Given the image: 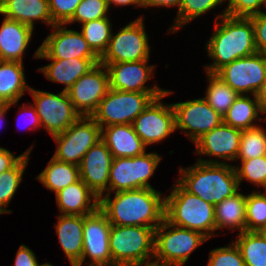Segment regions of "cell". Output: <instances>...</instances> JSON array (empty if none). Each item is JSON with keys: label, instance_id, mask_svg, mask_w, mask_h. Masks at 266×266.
Returning a JSON list of instances; mask_svg holds the SVG:
<instances>
[{"label": "cell", "instance_id": "1", "mask_svg": "<svg viewBox=\"0 0 266 266\" xmlns=\"http://www.w3.org/2000/svg\"><path fill=\"white\" fill-rule=\"evenodd\" d=\"M99 208L111 225L144 226L156 229L165 219V197L154 188H140L106 193L100 198Z\"/></svg>", "mask_w": 266, "mask_h": 266}, {"label": "cell", "instance_id": "2", "mask_svg": "<svg viewBox=\"0 0 266 266\" xmlns=\"http://www.w3.org/2000/svg\"><path fill=\"white\" fill-rule=\"evenodd\" d=\"M215 21V31L205 45L209 58L213 60L204 66L205 73L210 74H216L236 59L257 52L251 18L232 17L223 12L216 16Z\"/></svg>", "mask_w": 266, "mask_h": 266}, {"label": "cell", "instance_id": "3", "mask_svg": "<svg viewBox=\"0 0 266 266\" xmlns=\"http://www.w3.org/2000/svg\"><path fill=\"white\" fill-rule=\"evenodd\" d=\"M177 182L189 193L214 206L238 192L234 165L200 159L188 168H179Z\"/></svg>", "mask_w": 266, "mask_h": 266}, {"label": "cell", "instance_id": "4", "mask_svg": "<svg viewBox=\"0 0 266 266\" xmlns=\"http://www.w3.org/2000/svg\"><path fill=\"white\" fill-rule=\"evenodd\" d=\"M165 197V219L177 227L202 233L208 239L216 231L215 206L186 191L178 182Z\"/></svg>", "mask_w": 266, "mask_h": 266}, {"label": "cell", "instance_id": "5", "mask_svg": "<svg viewBox=\"0 0 266 266\" xmlns=\"http://www.w3.org/2000/svg\"><path fill=\"white\" fill-rule=\"evenodd\" d=\"M154 242L152 227L111 225L109 248L113 265L153 264Z\"/></svg>", "mask_w": 266, "mask_h": 266}, {"label": "cell", "instance_id": "6", "mask_svg": "<svg viewBox=\"0 0 266 266\" xmlns=\"http://www.w3.org/2000/svg\"><path fill=\"white\" fill-rule=\"evenodd\" d=\"M207 240L200 232L177 227L164 219L155 229L153 258L156 260H153V264L184 266L191 253Z\"/></svg>", "mask_w": 266, "mask_h": 266}, {"label": "cell", "instance_id": "7", "mask_svg": "<svg viewBox=\"0 0 266 266\" xmlns=\"http://www.w3.org/2000/svg\"><path fill=\"white\" fill-rule=\"evenodd\" d=\"M162 157L154 152L135 157L113 158L109 172L108 193L152 188L149 179Z\"/></svg>", "mask_w": 266, "mask_h": 266}, {"label": "cell", "instance_id": "8", "mask_svg": "<svg viewBox=\"0 0 266 266\" xmlns=\"http://www.w3.org/2000/svg\"><path fill=\"white\" fill-rule=\"evenodd\" d=\"M152 100L148 93L109 88L91 117L101 128L115 124H132Z\"/></svg>", "mask_w": 266, "mask_h": 266}, {"label": "cell", "instance_id": "9", "mask_svg": "<svg viewBox=\"0 0 266 266\" xmlns=\"http://www.w3.org/2000/svg\"><path fill=\"white\" fill-rule=\"evenodd\" d=\"M143 17L128 23L113 34L107 49L100 57L101 64L135 62L150 58V46Z\"/></svg>", "mask_w": 266, "mask_h": 266}, {"label": "cell", "instance_id": "10", "mask_svg": "<svg viewBox=\"0 0 266 266\" xmlns=\"http://www.w3.org/2000/svg\"><path fill=\"white\" fill-rule=\"evenodd\" d=\"M52 138L57 144L52 157L79 166L86 152L101 139V127L91 116H81Z\"/></svg>", "mask_w": 266, "mask_h": 266}, {"label": "cell", "instance_id": "11", "mask_svg": "<svg viewBox=\"0 0 266 266\" xmlns=\"http://www.w3.org/2000/svg\"><path fill=\"white\" fill-rule=\"evenodd\" d=\"M29 93L33 97L41 126L53 137L63 133L76 122L80 113L74 108L67 91L58 94L40 91L30 87Z\"/></svg>", "mask_w": 266, "mask_h": 266}, {"label": "cell", "instance_id": "12", "mask_svg": "<svg viewBox=\"0 0 266 266\" xmlns=\"http://www.w3.org/2000/svg\"><path fill=\"white\" fill-rule=\"evenodd\" d=\"M110 229L111 223L100 208L84 215L82 257L75 266H82L86 257H89V266H113L109 248Z\"/></svg>", "mask_w": 266, "mask_h": 266}, {"label": "cell", "instance_id": "13", "mask_svg": "<svg viewBox=\"0 0 266 266\" xmlns=\"http://www.w3.org/2000/svg\"><path fill=\"white\" fill-rule=\"evenodd\" d=\"M172 93V90H165V94L153 99L132 123L135 132L146 147L160 143L176 131L172 104H163L161 101L163 97Z\"/></svg>", "mask_w": 266, "mask_h": 266}, {"label": "cell", "instance_id": "14", "mask_svg": "<svg viewBox=\"0 0 266 266\" xmlns=\"http://www.w3.org/2000/svg\"><path fill=\"white\" fill-rule=\"evenodd\" d=\"M239 95H256L266 79V54L256 52L225 65L217 73Z\"/></svg>", "mask_w": 266, "mask_h": 266}, {"label": "cell", "instance_id": "15", "mask_svg": "<svg viewBox=\"0 0 266 266\" xmlns=\"http://www.w3.org/2000/svg\"><path fill=\"white\" fill-rule=\"evenodd\" d=\"M172 107L175 129H181L194 143L223 122V117L204 98L173 103Z\"/></svg>", "mask_w": 266, "mask_h": 266}, {"label": "cell", "instance_id": "16", "mask_svg": "<svg viewBox=\"0 0 266 266\" xmlns=\"http://www.w3.org/2000/svg\"><path fill=\"white\" fill-rule=\"evenodd\" d=\"M65 24H55L53 32L48 35L37 48L34 58H99L89 47L79 31L67 29Z\"/></svg>", "mask_w": 266, "mask_h": 266}, {"label": "cell", "instance_id": "17", "mask_svg": "<svg viewBox=\"0 0 266 266\" xmlns=\"http://www.w3.org/2000/svg\"><path fill=\"white\" fill-rule=\"evenodd\" d=\"M110 88L107 67L98 63L68 90L74 108L81 116H91Z\"/></svg>", "mask_w": 266, "mask_h": 266}, {"label": "cell", "instance_id": "18", "mask_svg": "<svg viewBox=\"0 0 266 266\" xmlns=\"http://www.w3.org/2000/svg\"><path fill=\"white\" fill-rule=\"evenodd\" d=\"M149 59L135 62L103 64L109 73L110 88L121 91L148 93L153 99L165 94V90L156 84L147 88L145 83L152 78L155 65L148 64Z\"/></svg>", "mask_w": 266, "mask_h": 266}, {"label": "cell", "instance_id": "19", "mask_svg": "<svg viewBox=\"0 0 266 266\" xmlns=\"http://www.w3.org/2000/svg\"><path fill=\"white\" fill-rule=\"evenodd\" d=\"M112 162L113 155L100 139L86 152L79 165L80 179L99 198L108 193L109 172Z\"/></svg>", "mask_w": 266, "mask_h": 266}, {"label": "cell", "instance_id": "20", "mask_svg": "<svg viewBox=\"0 0 266 266\" xmlns=\"http://www.w3.org/2000/svg\"><path fill=\"white\" fill-rule=\"evenodd\" d=\"M241 133V130L222 122L194 143L196 147L195 154L214 156L224 161H236Z\"/></svg>", "mask_w": 266, "mask_h": 266}, {"label": "cell", "instance_id": "21", "mask_svg": "<svg viewBox=\"0 0 266 266\" xmlns=\"http://www.w3.org/2000/svg\"><path fill=\"white\" fill-rule=\"evenodd\" d=\"M3 19L0 27V61L23 63V55L34 29L16 20Z\"/></svg>", "mask_w": 266, "mask_h": 266}, {"label": "cell", "instance_id": "22", "mask_svg": "<svg viewBox=\"0 0 266 266\" xmlns=\"http://www.w3.org/2000/svg\"><path fill=\"white\" fill-rule=\"evenodd\" d=\"M101 140L113 158L135 157L146 151V146L132 124H115L101 128Z\"/></svg>", "mask_w": 266, "mask_h": 266}, {"label": "cell", "instance_id": "23", "mask_svg": "<svg viewBox=\"0 0 266 266\" xmlns=\"http://www.w3.org/2000/svg\"><path fill=\"white\" fill-rule=\"evenodd\" d=\"M55 195L59 211L65 215H88L99 208L100 198L81 179Z\"/></svg>", "mask_w": 266, "mask_h": 266}, {"label": "cell", "instance_id": "24", "mask_svg": "<svg viewBox=\"0 0 266 266\" xmlns=\"http://www.w3.org/2000/svg\"><path fill=\"white\" fill-rule=\"evenodd\" d=\"M42 59L51 60V63L37 70L42 72L48 80L64 84V91L100 63V58Z\"/></svg>", "mask_w": 266, "mask_h": 266}, {"label": "cell", "instance_id": "25", "mask_svg": "<svg viewBox=\"0 0 266 266\" xmlns=\"http://www.w3.org/2000/svg\"><path fill=\"white\" fill-rule=\"evenodd\" d=\"M0 14L4 17L26 24L33 29L35 21H41L52 27L48 0H0Z\"/></svg>", "mask_w": 266, "mask_h": 266}, {"label": "cell", "instance_id": "26", "mask_svg": "<svg viewBox=\"0 0 266 266\" xmlns=\"http://www.w3.org/2000/svg\"><path fill=\"white\" fill-rule=\"evenodd\" d=\"M84 215L59 214L56 233L65 256L75 266L82 257Z\"/></svg>", "mask_w": 266, "mask_h": 266}, {"label": "cell", "instance_id": "27", "mask_svg": "<svg viewBox=\"0 0 266 266\" xmlns=\"http://www.w3.org/2000/svg\"><path fill=\"white\" fill-rule=\"evenodd\" d=\"M26 91L30 86L26 84L23 63L0 61V105L19 101Z\"/></svg>", "mask_w": 266, "mask_h": 266}, {"label": "cell", "instance_id": "28", "mask_svg": "<svg viewBox=\"0 0 266 266\" xmlns=\"http://www.w3.org/2000/svg\"><path fill=\"white\" fill-rule=\"evenodd\" d=\"M216 230L229 228L230 230L246 231V195L239 191L233 196L225 198L215 205Z\"/></svg>", "mask_w": 266, "mask_h": 266}, {"label": "cell", "instance_id": "29", "mask_svg": "<svg viewBox=\"0 0 266 266\" xmlns=\"http://www.w3.org/2000/svg\"><path fill=\"white\" fill-rule=\"evenodd\" d=\"M259 113L263 114L255 95L253 99L248 95H238L223 116V123L241 131L251 129L258 126L255 121L262 120Z\"/></svg>", "mask_w": 266, "mask_h": 266}, {"label": "cell", "instance_id": "30", "mask_svg": "<svg viewBox=\"0 0 266 266\" xmlns=\"http://www.w3.org/2000/svg\"><path fill=\"white\" fill-rule=\"evenodd\" d=\"M36 179L48 190L56 194L80 179L79 166L58 161L52 157L46 168L37 175Z\"/></svg>", "mask_w": 266, "mask_h": 266}, {"label": "cell", "instance_id": "31", "mask_svg": "<svg viewBox=\"0 0 266 266\" xmlns=\"http://www.w3.org/2000/svg\"><path fill=\"white\" fill-rule=\"evenodd\" d=\"M234 242L241 251L245 266H266V237L261 231L239 233Z\"/></svg>", "mask_w": 266, "mask_h": 266}, {"label": "cell", "instance_id": "32", "mask_svg": "<svg viewBox=\"0 0 266 266\" xmlns=\"http://www.w3.org/2000/svg\"><path fill=\"white\" fill-rule=\"evenodd\" d=\"M207 76L209 85L204 99L223 117L239 94L216 74L207 73Z\"/></svg>", "mask_w": 266, "mask_h": 266}, {"label": "cell", "instance_id": "33", "mask_svg": "<svg viewBox=\"0 0 266 266\" xmlns=\"http://www.w3.org/2000/svg\"><path fill=\"white\" fill-rule=\"evenodd\" d=\"M29 153L11 169L0 174V215L4 213H12L7 209L11 199L15 195L20 183L23 180V174L29 160Z\"/></svg>", "mask_w": 266, "mask_h": 266}, {"label": "cell", "instance_id": "34", "mask_svg": "<svg viewBox=\"0 0 266 266\" xmlns=\"http://www.w3.org/2000/svg\"><path fill=\"white\" fill-rule=\"evenodd\" d=\"M81 33L91 50L100 58L107 49L112 36L109 17L96 19L82 24Z\"/></svg>", "mask_w": 266, "mask_h": 266}, {"label": "cell", "instance_id": "35", "mask_svg": "<svg viewBox=\"0 0 266 266\" xmlns=\"http://www.w3.org/2000/svg\"><path fill=\"white\" fill-rule=\"evenodd\" d=\"M223 2H226V0H182L179 10H177L175 22L170 27L169 32H177L184 25L221 5Z\"/></svg>", "mask_w": 266, "mask_h": 266}, {"label": "cell", "instance_id": "36", "mask_svg": "<svg viewBox=\"0 0 266 266\" xmlns=\"http://www.w3.org/2000/svg\"><path fill=\"white\" fill-rule=\"evenodd\" d=\"M266 155V131L260 126L243 130L236 160H249Z\"/></svg>", "mask_w": 266, "mask_h": 266}, {"label": "cell", "instance_id": "37", "mask_svg": "<svg viewBox=\"0 0 266 266\" xmlns=\"http://www.w3.org/2000/svg\"><path fill=\"white\" fill-rule=\"evenodd\" d=\"M266 227V190L246 195V231H262Z\"/></svg>", "mask_w": 266, "mask_h": 266}, {"label": "cell", "instance_id": "38", "mask_svg": "<svg viewBox=\"0 0 266 266\" xmlns=\"http://www.w3.org/2000/svg\"><path fill=\"white\" fill-rule=\"evenodd\" d=\"M240 161L241 166L234 165L239 186L246 179L253 185L263 187L266 190V155Z\"/></svg>", "mask_w": 266, "mask_h": 266}, {"label": "cell", "instance_id": "39", "mask_svg": "<svg viewBox=\"0 0 266 266\" xmlns=\"http://www.w3.org/2000/svg\"><path fill=\"white\" fill-rule=\"evenodd\" d=\"M108 8L106 0H81L73 17L65 24L80 23L106 18Z\"/></svg>", "mask_w": 266, "mask_h": 266}, {"label": "cell", "instance_id": "40", "mask_svg": "<svg viewBox=\"0 0 266 266\" xmlns=\"http://www.w3.org/2000/svg\"><path fill=\"white\" fill-rule=\"evenodd\" d=\"M207 266H245V263L240 249L233 241L227 247L211 250Z\"/></svg>", "mask_w": 266, "mask_h": 266}, {"label": "cell", "instance_id": "41", "mask_svg": "<svg viewBox=\"0 0 266 266\" xmlns=\"http://www.w3.org/2000/svg\"><path fill=\"white\" fill-rule=\"evenodd\" d=\"M227 7L223 10L226 15L232 17H245L258 15L262 12L260 9L264 5L265 0H226Z\"/></svg>", "mask_w": 266, "mask_h": 266}, {"label": "cell", "instance_id": "42", "mask_svg": "<svg viewBox=\"0 0 266 266\" xmlns=\"http://www.w3.org/2000/svg\"><path fill=\"white\" fill-rule=\"evenodd\" d=\"M81 0H48L52 20L56 24H66L74 15Z\"/></svg>", "mask_w": 266, "mask_h": 266}, {"label": "cell", "instance_id": "43", "mask_svg": "<svg viewBox=\"0 0 266 266\" xmlns=\"http://www.w3.org/2000/svg\"><path fill=\"white\" fill-rule=\"evenodd\" d=\"M257 52L266 54V17L261 13L251 16Z\"/></svg>", "mask_w": 266, "mask_h": 266}, {"label": "cell", "instance_id": "44", "mask_svg": "<svg viewBox=\"0 0 266 266\" xmlns=\"http://www.w3.org/2000/svg\"><path fill=\"white\" fill-rule=\"evenodd\" d=\"M32 146H30L21 155L15 157V155L9 150L0 147V174L13 168L25 155L31 153Z\"/></svg>", "mask_w": 266, "mask_h": 266}, {"label": "cell", "instance_id": "45", "mask_svg": "<svg viewBox=\"0 0 266 266\" xmlns=\"http://www.w3.org/2000/svg\"><path fill=\"white\" fill-rule=\"evenodd\" d=\"M14 266H39V264L34 252L22 244L17 251Z\"/></svg>", "mask_w": 266, "mask_h": 266}, {"label": "cell", "instance_id": "46", "mask_svg": "<svg viewBox=\"0 0 266 266\" xmlns=\"http://www.w3.org/2000/svg\"><path fill=\"white\" fill-rule=\"evenodd\" d=\"M31 105L30 106H28V105H22V106H20V111L22 112V116L24 115V116H26L27 117V119H26V117H24L26 120H27V122L25 121L23 124H26V123H28V125L30 126L28 129H34V130H36V128H39V127H41V122H40V118H39V116H38V114H37V111H36V108L33 106V104L32 103H30ZM24 119V120H25ZM28 125H26V126H28Z\"/></svg>", "mask_w": 266, "mask_h": 266}, {"label": "cell", "instance_id": "47", "mask_svg": "<svg viewBox=\"0 0 266 266\" xmlns=\"http://www.w3.org/2000/svg\"><path fill=\"white\" fill-rule=\"evenodd\" d=\"M182 0H143V7H174L177 6L178 10Z\"/></svg>", "mask_w": 266, "mask_h": 266}, {"label": "cell", "instance_id": "48", "mask_svg": "<svg viewBox=\"0 0 266 266\" xmlns=\"http://www.w3.org/2000/svg\"><path fill=\"white\" fill-rule=\"evenodd\" d=\"M256 99L258 101L260 110L263 112V114H266V79L264 83L261 85L260 89L256 93ZM266 120V116H264Z\"/></svg>", "mask_w": 266, "mask_h": 266}, {"label": "cell", "instance_id": "49", "mask_svg": "<svg viewBox=\"0 0 266 266\" xmlns=\"http://www.w3.org/2000/svg\"><path fill=\"white\" fill-rule=\"evenodd\" d=\"M108 8L113 4L115 6L132 5L135 7H143V0H106Z\"/></svg>", "mask_w": 266, "mask_h": 266}, {"label": "cell", "instance_id": "50", "mask_svg": "<svg viewBox=\"0 0 266 266\" xmlns=\"http://www.w3.org/2000/svg\"><path fill=\"white\" fill-rule=\"evenodd\" d=\"M16 104H18V101L17 102L8 103V104H5V105H0V121L1 122H2V120H4L3 117H5V113L9 110V108H11L13 105H16Z\"/></svg>", "mask_w": 266, "mask_h": 266}, {"label": "cell", "instance_id": "51", "mask_svg": "<svg viewBox=\"0 0 266 266\" xmlns=\"http://www.w3.org/2000/svg\"><path fill=\"white\" fill-rule=\"evenodd\" d=\"M39 266H54V265H52L51 263H43V264H39Z\"/></svg>", "mask_w": 266, "mask_h": 266}, {"label": "cell", "instance_id": "52", "mask_svg": "<svg viewBox=\"0 0 266 266\" xmlns=\"http://www.w3.org/2000/svg\"><path fill=\"white\" fill-rule=\"evenodd\" d=\"M263 235L266 237V227L261 231Z\"/></svg>", "mask_w": 266, "mask_h": 266}, {"label": "cell", "instance_id": "53", "mask_svg": "<svg viewBox=\"0 0 266 266\" xmlns=\"http://www.w3.org/2000/svg\"><path fill=\"white\" fill-rule=\"evenodd\" d=\"M264 6L266 7V0L264 1ZM262 14L266 17V12L262 11Z\"/></svg>", "mask_w": 266, "mask_h": 266}, {"label": "cell", "instance_id": "54", "mask_svg": "<svg viewBox=\"0 0 266 266\" xmlns=\"http://www.w3.org/2000/svg\"><path fill=\"white\" fill-rule=\"evenodd\" d=\"M144 266H159V265L150 264V265H144Z\"/></svg>", "mask_w": 266, "mask_h": 266}]
</instances>
